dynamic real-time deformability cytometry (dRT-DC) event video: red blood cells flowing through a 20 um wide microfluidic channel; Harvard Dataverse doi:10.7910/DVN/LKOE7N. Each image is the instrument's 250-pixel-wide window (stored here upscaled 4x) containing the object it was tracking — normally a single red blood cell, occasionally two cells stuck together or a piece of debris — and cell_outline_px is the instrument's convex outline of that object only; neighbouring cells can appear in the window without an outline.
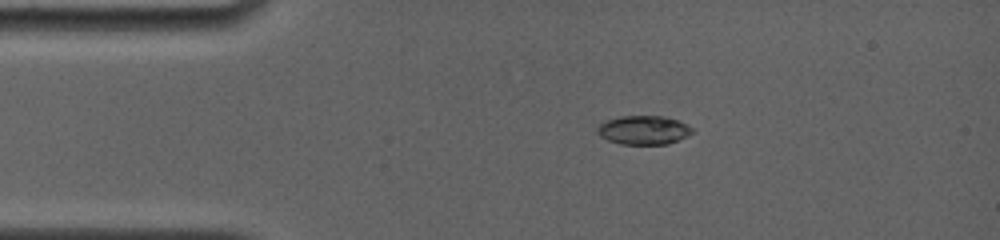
{"species": "common noctule bat (a hibernating species)", "species_latin": "Nyctalus noctula", "temperature_condition": "room temperature", "stored_images_in_passage": 24, "camera_frame_rate_fps": 4000, "um_per_image_px": 0.085, "animal": {"sex": "female", "body_mass_g": 19.0, "forearm_length_mm": 56.7}, "frame": {"image": 1, "passage_image": 2, "time_ms": 0.25, "image_size_px": [1000, 240], "cell_outline_px": [[692, 132], [688, 136], [668, 144], [620, 144], [608, 140], [600, 136], [596, 132], [596, 128], [604, 120], [620, 116], [664, 116], [676, 120], [692, 128]], "centroid_in_image_um": [54.65, 11.05], "position_along_channel_um": 30.3, "area_um2": 15.95}}
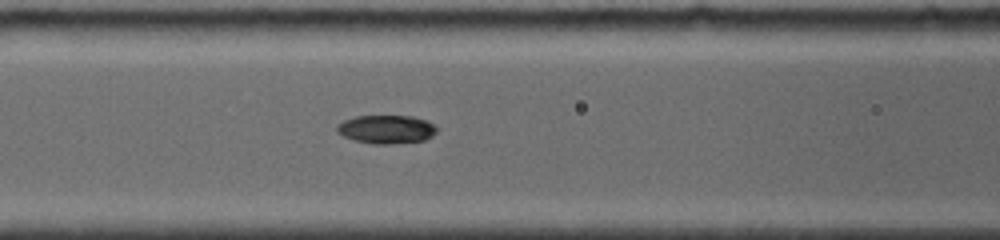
{"frame": {"image": 2, "passage_image": 17, "time_ms": 4.0, "image_size_px": [1000, 240], "cell_outline_px": [[436, 132], [432, 136], [424, 140], [388, 144], [372, 144], [352, 140], [336, 132], [336, 124], [344, 120], [356, 116], [412, 116], [428, 120], [436, 124]], "centroid_in_image_um": [32.83, 10.98], "position_along_channel_um": 133.8, "area_um2": 16.76}}
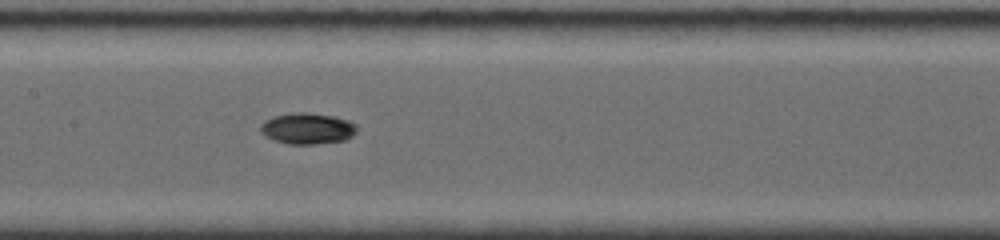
{"frame": {"image": 3, "passage_image": 23, "time_ms": 5.25, "image_size_px": [1000, 240], "cell_outline_px": [[356, 132], [352, 136], [344, 140], [316, 144], [288, 144], [276, 140], [260, 132], [260, 124], [264, 120], [272, 116], [292, 112], [308, 112], [336, 116], [348, 120], [356, 124]], "centroid_in_image_um": [26.13, 10.9], "position_along_channel_um": 181.3, "area_um2": 17.63}}